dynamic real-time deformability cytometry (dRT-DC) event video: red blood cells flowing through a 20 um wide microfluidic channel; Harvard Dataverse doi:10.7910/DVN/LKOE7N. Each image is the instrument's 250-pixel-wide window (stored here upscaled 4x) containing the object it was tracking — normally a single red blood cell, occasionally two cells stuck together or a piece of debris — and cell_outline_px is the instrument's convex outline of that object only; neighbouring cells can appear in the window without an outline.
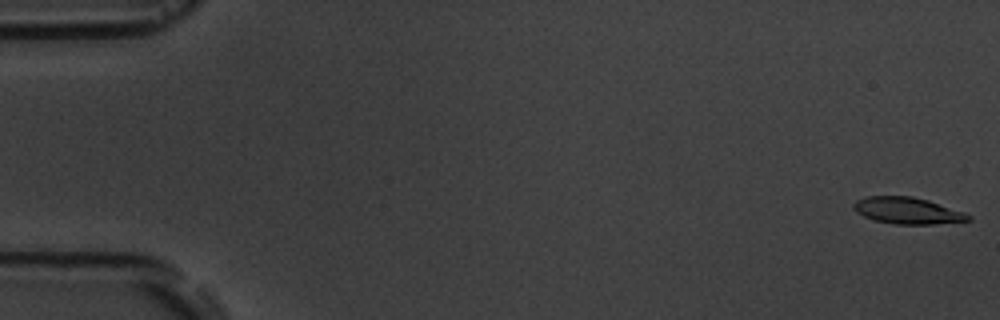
{"species": "common noctule bat (a hibernating species)", "species_latin": "Nyctalus noctula", "temperature_condition": "room temperature", "stored_images_in_passage": 15, "camera_frame_rate_fps": 3000, "um_per_image_px": 0.085, "animal": {"sex": "male", "body_mass_g": 19.5, "forearm_length_mm": 54.6}, "frame": {"image": 1, "passage_image": 1, "time_ms": 0.0, "image_size_px": [1000, 320], "cell_outline_px": [[972, 220], [936, 224], [896, 224], [876, 220], [864, 216], [856, 212], [852, 208], [852, 204], [856, 200], [864, 196], [912, 196], [928, 200], [964, 212], [972, 216]], "centroid_in_image_um": [77.12, 17.89], "position_along_channel_um": 7.9, "area_um2": 17.8}}
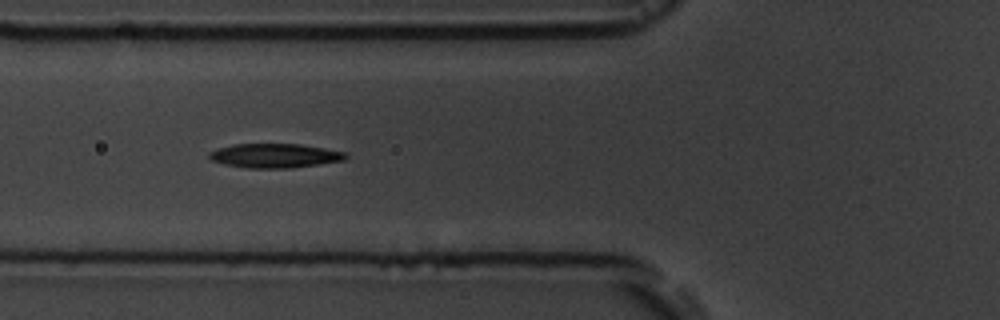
{"frame": {"image": 2, "passage_image": 6, "time_ms": 6.667, "image_size_px": [1000, 320], "cell_outline_px": [[348, 156], [344, 160], [292, 168], [248, 168], [224, 164], [212, 160], [208, 156], [208, 152], [232, 144], [300, 144], [348, 152]], "centroid_in_image_um": [23.38, 13.23], "position_along_channel_um": 102.4, "area_um2": 19.25}}
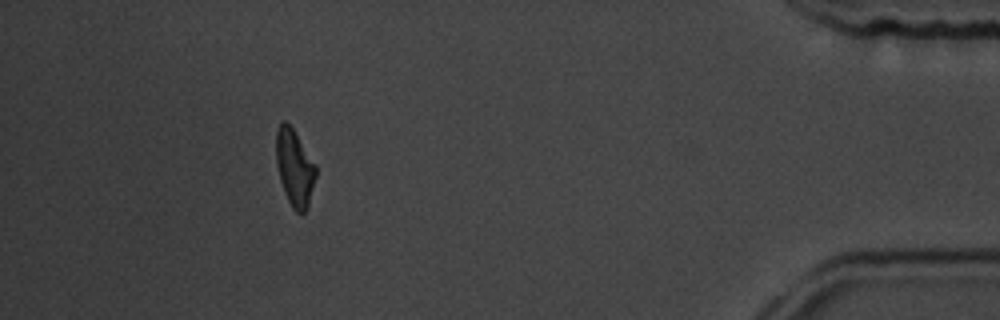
{"frame": {"image": 3, "passage_image": 14, "time_ms": 16.667, "image_size_px": [1000, 320], "cell_outline_px": [[316, 176], [308, 208], [304, 212], [296, 212], [292, 208], [284, 192], [280, 180], [276, 164], [276, 128], [280, 120], [284, 120], [292, 128], [316, 164]], "centroid_in_image_um": [25.03, 14.25], "position_along_channel_um": 410.2, "area_um2": 17.86}, "authors_computed_cell_mechanics": {"area_um2": 18.785, "velocity_mm_per_s": 3.6553, "shape_relaxation_time_tau1_ms": 3.4904, "shape_relaxation_time_tau2_ms": 2.8208, "deformation_change_tau1": 0.1341, "deformation_change_tau2": 0.1001}}